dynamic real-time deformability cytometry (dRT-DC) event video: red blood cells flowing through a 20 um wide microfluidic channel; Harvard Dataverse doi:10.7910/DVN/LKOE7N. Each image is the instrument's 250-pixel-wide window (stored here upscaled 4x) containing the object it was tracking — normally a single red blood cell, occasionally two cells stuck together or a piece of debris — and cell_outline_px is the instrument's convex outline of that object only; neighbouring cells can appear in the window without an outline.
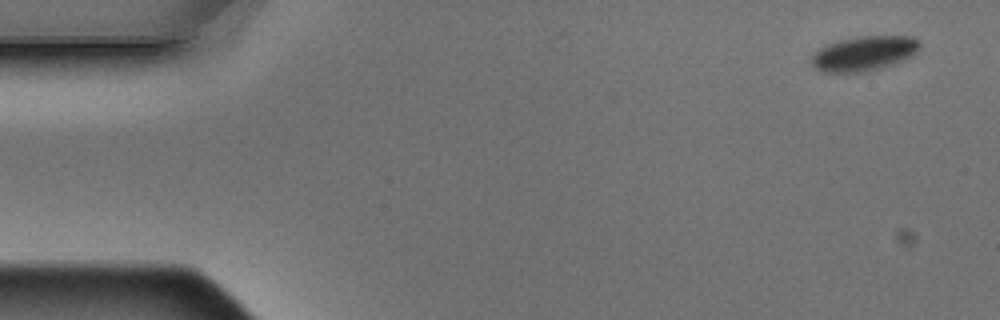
{"species": "Egyptian fruit bat (a non-hibernating species)", "species_latin": "Rousettus aegyptiacus", "temperature_condition": "warm", "stored_images_in_passage": 5, "camera_frame_rate_fps": 3000, "um_per_image_px": 0.085, "animal": {"sex": "male"}, "frame": {"image": 1, "passage_image": 1, "time_ms": 0.0, "image_size_px": [1000, 320], "cell_outline_px": [[920, 48], [912, 56], [904, 60], [880, 68], [864, 72], [824, 72], [816, 68], [812, 64], [812, 56], [820, 48], [828, 44], [840, 40], [864, 36], [912, 36], [920, 40]], "centroid_in_image_um": [73.49, 4.54], "position_along_channel_um": 11.5, "area_um2": 21.73}}
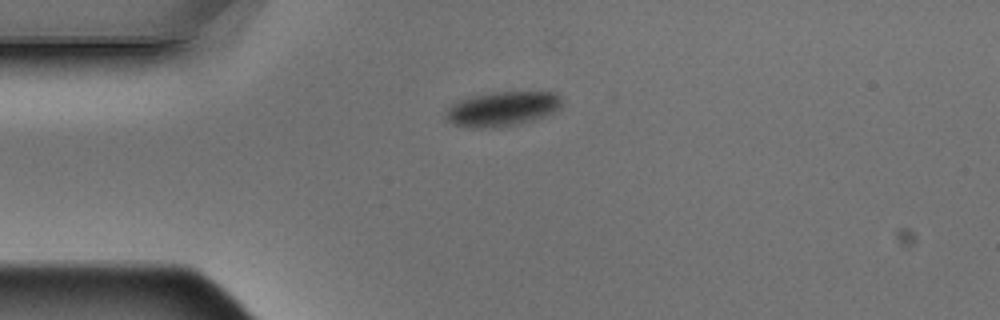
{"frame": {"image": 2, "passage_image": 4, "time_ms": 1.0, "image_size_px": [1000, 320], "cell_outline_px": [[560, 108], [544, 116], [516, 124], [496, 128], [472, 128], [452, 124], [444, 116], [448, 108], [452, 104], [460, 100], [472, 96], [492, 92], [556, 92], [560, 96]], "centroid_in_image_um": [42.65, 9.25], "position_along_channel_um": 42.3, "area_um2": 23.24}}